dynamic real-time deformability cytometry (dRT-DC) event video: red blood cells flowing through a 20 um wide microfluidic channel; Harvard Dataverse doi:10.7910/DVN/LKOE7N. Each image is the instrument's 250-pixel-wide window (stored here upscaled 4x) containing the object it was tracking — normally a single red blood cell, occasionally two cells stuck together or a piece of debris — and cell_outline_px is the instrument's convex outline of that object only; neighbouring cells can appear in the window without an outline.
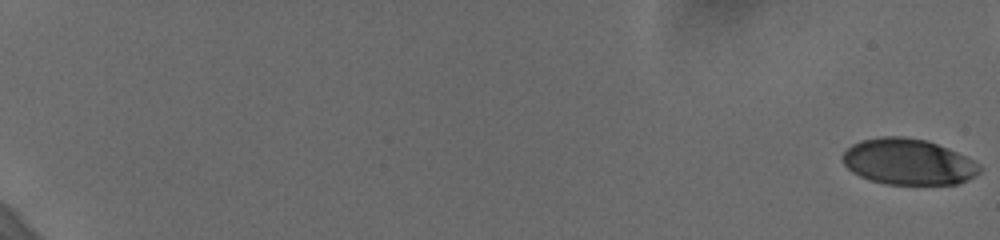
{"species": "human", "species_latin": "Homo sapiens", "temperature_condition": "cold", "stored_images_in_passage": 59, "camera_frame_rate_fps": 3000, "um_per_image_px": 0.085, "donor": {"sex": "female"}, "frame": {"image": 1, "passage_image": 1, "time_ms": 0.0, "image_size_px": [1000, 240], "cell_outline_px": [[980, 172], [976, 176], [968, 180], [956, 184], [884, 184], [868, 180], [852, 172], [844, 164], [840, 156], [852, 144], [860, 140], [880, 136], [904, 136], [928, 140], [948, 148], [980, 164]], "centroid_in_image_um": [77.17, 13.75], "position_along_channel_um": 7.8, "area_um2": 36.99}}
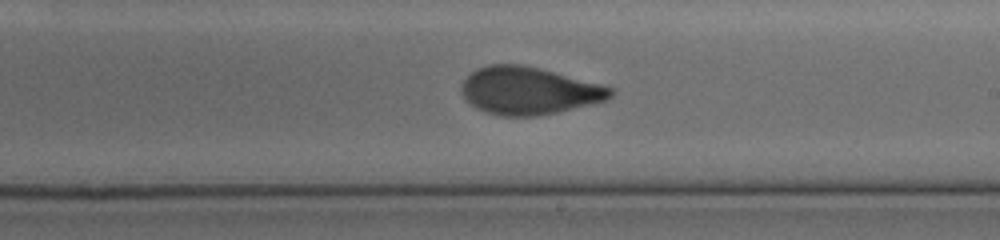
{"frame": {"image": 2, "passage_image": 40, "time_ms": 13.0, "image_size_px": [1000, 240], "cell_outline_px": [[612, 96], [608, 100], [556, 112], [536, 116], [500, 116], [484, 112], [476, 108], [460, 92], [460, 88], [464, 80], [476, 68], [488, 64], [524, 64], [540, 68], [600, 84], [612, 88]], "centroid_in_image_um": [44.92, 7.7], "position_along_channel_um": 244.1, "area_um2": 41.15}}
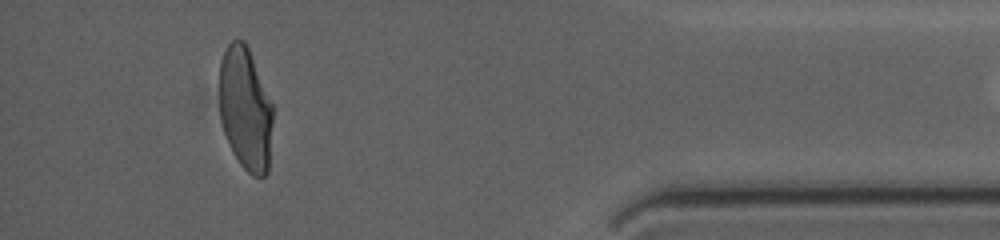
{"frame": {"image": 3, "passage_image": 57, "time_ms": 18.667, "image_size_px": [1000, 240], "cell_outline_px": [[272, 124], [268, 172], [264, 176], [252, 176], [240, 164], [224, 132], [220, 120], [220, 60], [228, 44], [232, 40], [244, 40], [248, 48], [272, 104]], "centroid_in_image_um": [20.85, 9.25], "position_along_channel_um": 414.3, "area_um2": 37.92}}